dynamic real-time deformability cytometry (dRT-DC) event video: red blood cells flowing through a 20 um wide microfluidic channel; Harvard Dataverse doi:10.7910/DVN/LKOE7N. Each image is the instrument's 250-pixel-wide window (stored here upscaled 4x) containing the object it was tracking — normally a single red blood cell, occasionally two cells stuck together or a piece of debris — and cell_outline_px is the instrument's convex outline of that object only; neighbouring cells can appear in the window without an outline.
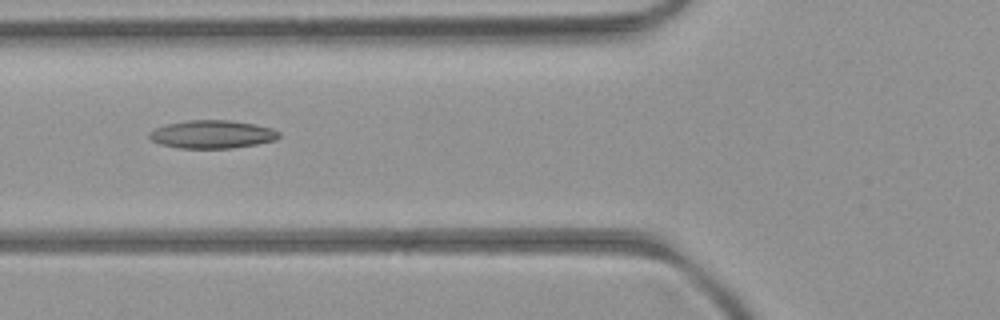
{"species": "common noctule bat (a hibernating species)", "species_latin": "Nyctalus noctula", "temperature_condition": "room temperature", "stored_images_in_passage": 7, "camera_frame_rate_fps": 3000, "um_per_image_px": 0.085, "animal": {"sex": "female", "body_mass_g": 21.9}, "frame": {"image": 1, "passage_image": 6, "time_ms": 5.667, "image_size_px": [1000, 320], "cell_outline_px": [[280, 136], [276, 140], [256, 144], [232, 148], [180, 148], [160, 144], [152, 140], [148, 136], [148, 132], [156, 128], [168, 124], [188, 120], [228, 120], [252, 124], [272, 128], [280, 132]], "centroid_in_image_um": [18.04, 11.42], "position_along_channel_um": 107.8, "area_um2": 21.1}}
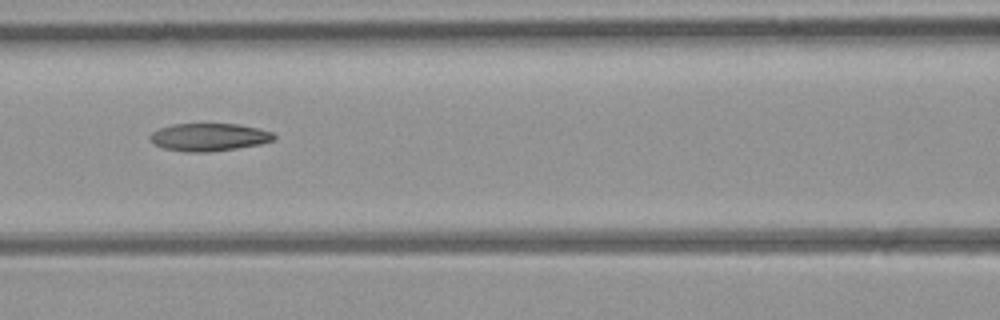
{"frame": {"image": 2, "passage_image": 7, "time_ms": 6.667, "image_size_px": [1000, 320], "cell_outline_px": [[276, 140], [260, 144], [236, 148], [208, 152], [184, 152], [164, 148], [156, 144], [148, 136], [152, 132], [160, 128], [172, 124], [240, 124], [260, 128], [272, 132], [276, 136]], "centroid_in_image_um": [17.81, 11.65], "position_along_channel_um": 148.8, "area_um2": 20.06}}